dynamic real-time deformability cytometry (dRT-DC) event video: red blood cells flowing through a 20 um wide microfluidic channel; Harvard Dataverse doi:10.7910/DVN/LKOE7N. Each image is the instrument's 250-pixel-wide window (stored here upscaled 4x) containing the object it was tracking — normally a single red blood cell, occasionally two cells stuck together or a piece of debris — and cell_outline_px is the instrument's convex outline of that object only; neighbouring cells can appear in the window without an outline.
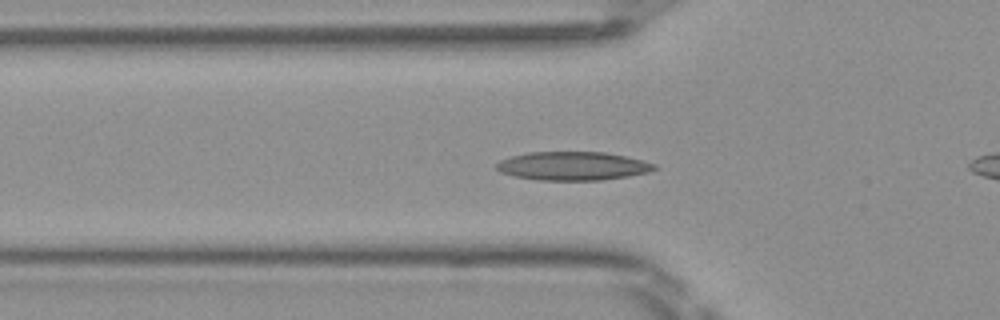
{"species": "Egyptian fruit bat (a non-hibernating species)", "species_latin": "Rousettus aegyptiacus", "temperature_condition": "room temperature", "stored_images_in_passage": 43, "camera_frame_rate_fps": 3000, "um_per_image_px": 0.085, "frame": {"image": 1, "passage_image": 14, "time_ms": 4.333, "image_size_px": [1000, 320], "cell_outline_px": [[660, 168], [648, 172], [628, 176], [600, 180], [540, 180], [512, 176], [500, 172], [496, 168], [496, 164], [500, 160], [512, 156], [528, 152], [604, 152], [644, 160], [656, 164]], "centroid_in_image_um": [48.7, 14.11], "position_along_channel_um": 77.1, "area_um2": 26.36}}
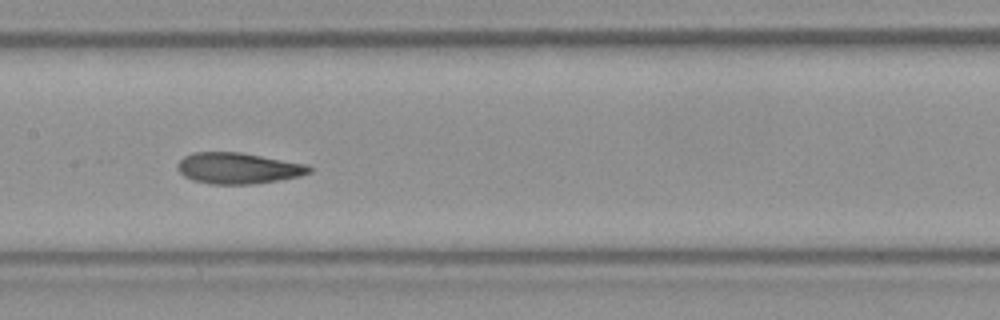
{"frame": {"image": 2, "passage_image": 22, "time_ms": 7.0, "image_size_px": [1000, 320], "cell_outline_px": [[312, 172], [300, 176], [252, 184], [212, 184], [192, 180], [184, 176], [176, 168], [176, 164], [184, 156], [192, 152], [240, 152], [308, 164], [312, 168]], "centroid_in_image_um": [20.23, 14.29], "position_along_channel_um": 187.2, "area_um2": 23.93}}
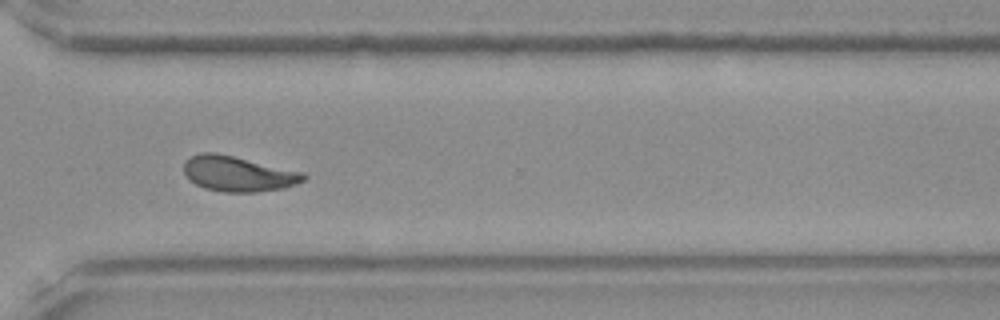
{"frame": {"image": 3, "passage_image": 34, "time_ms": 11.0, "image_size_px": [1000, 320], "cell_outline_px": [[308, 176], [304, 180], [296, 184], [284, 188], [256, 192], [224, 192], [204, 188], [188, 180], [184, 176], [184, 160], [200, 152], [216, 152], [304, 172]], "centroid_in_image_um": [20.22, 14.77], "position_along_channel_um": 350.4, "area_um2": 24.85}, "authors_computed_cell_mechanics": {"area_um2": 23.8136, "velocity_mm_per_s": 4.0929, "shape_relaxation_time_tau1_ms": 7.2983, "shape_relaxation_time_tau2_ms": 1.4777, "deformation_change_tau1": 0.2123, "deformation_change_tau2": 0.0819}}